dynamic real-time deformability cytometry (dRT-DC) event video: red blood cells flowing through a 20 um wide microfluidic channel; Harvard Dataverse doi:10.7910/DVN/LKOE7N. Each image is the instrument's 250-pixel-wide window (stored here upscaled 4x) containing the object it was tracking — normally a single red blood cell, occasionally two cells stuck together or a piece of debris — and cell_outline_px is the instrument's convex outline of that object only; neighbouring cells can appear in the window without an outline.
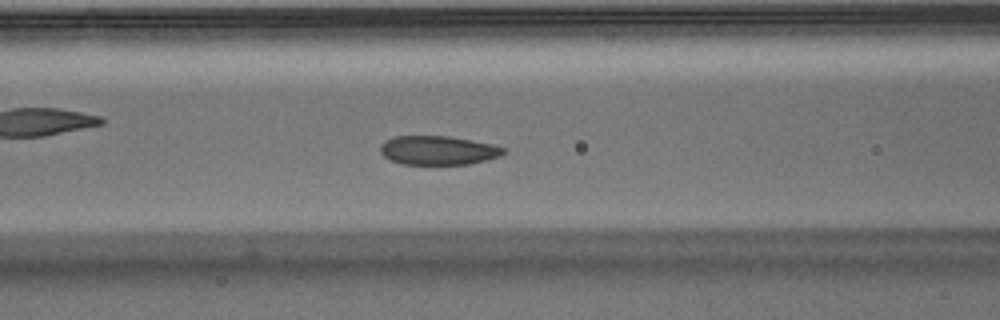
{"species": "Egyptian fruit bat (a non-hibernating species)", "species_latin": "Rousettus aegyptiacus", "temperature_condition": "warm", "stored_images_in_passage": 50, "camera_frame_rate_fps": 3000, "um_per_image_px": 0.085, "animal": {"sex": "male"}, "frame": {"image": 1, "passage_image": 20, "time_ms": 6.333, "image_size_px": [1000, 320], "cell_outline_px": [[508, 152], [500, 156], [468, 164], [404, 164], [392, 160], [384, 156], [380, 152], [380, 144], [384, 140], [392, 136], [448, 136], [496, 144], [504, 148]], "centroid_in_image_um": [37.25, 12.76], "position_along_channel_um": 129.4, "area_um2": 20.92}}
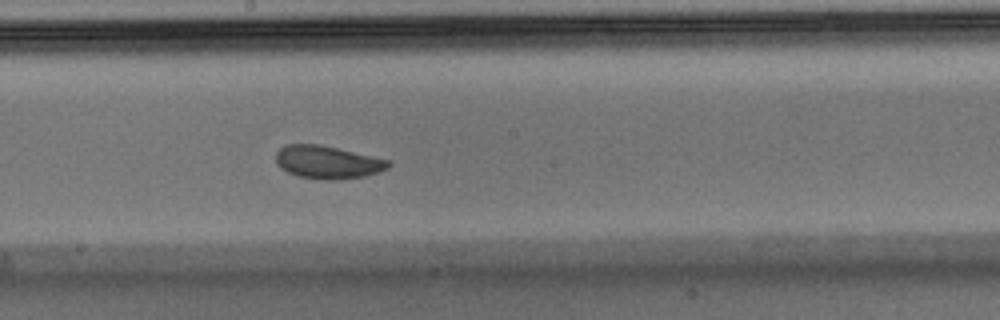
{"frame": {"image": 2, "passage_image": 27, "time_ms": 8.667, "image_size_px": [1000, 320], "cell_outline_px": [[392, 164], [388, 168], [380, 172], [364, 176], [340, 180], [328, 180], [300, 176], [288, 172], [280, 168], [276, 164], [276, 152], [280, 148], [288, 144], [320, 144], [392, 160]], "centroid_in_image_um": [27.89, 13.78], "position_along_channel_um": 220.3, "area_um2": 21.79}}
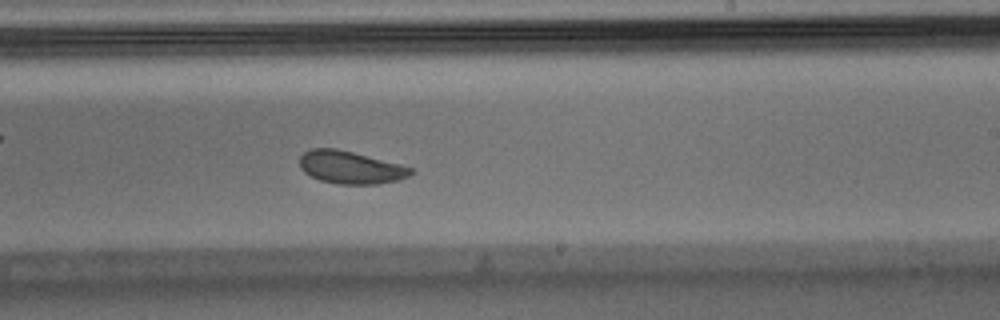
{"frame": {"image": 3, "passage_image": 30, "time_ms": 9.667, "image_size_px": [1000, 320], "cell_outline_px": [[416, 172], [400, 180], [376, 184], [340, 184], [320, 180], [304, 172], [300, 168], [300, 156], [304, 152], [312, 148], [336, 148], [400, 164], [412, 168]], "centroid_in_image_um": [29.8, 14.23], "position_along_channel_um": 259.2, "area_um2": 21.1}, "authors_computed_cell_mechanics": {"area_um2": 21.7906, "velocity_mm_per_s": 3.9073, "shape_relaxation_time_tau1_ms": 2.1256, "shape_relaxation_time_tau2_ms": 4.9102, "deformation_change_tau1": 0.0749, "deformation_change_tau2": 0.09}}